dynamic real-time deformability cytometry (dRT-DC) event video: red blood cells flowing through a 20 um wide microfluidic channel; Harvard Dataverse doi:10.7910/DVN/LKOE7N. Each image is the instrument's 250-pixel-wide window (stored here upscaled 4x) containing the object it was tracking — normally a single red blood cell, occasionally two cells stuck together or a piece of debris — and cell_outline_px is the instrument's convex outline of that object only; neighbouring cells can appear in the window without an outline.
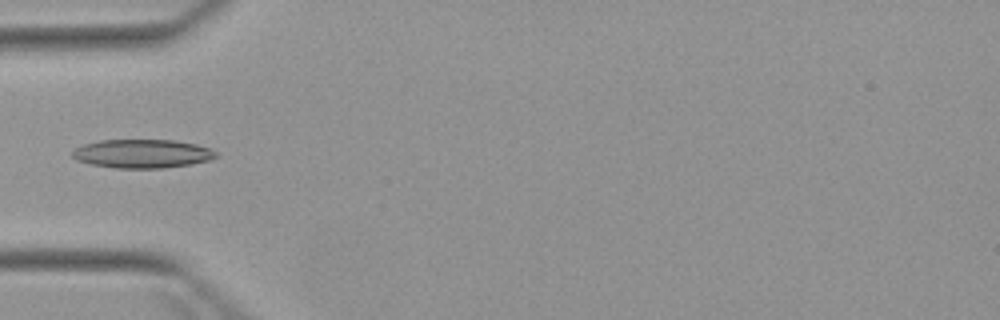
{"species": "Egyptian fruit bat (a non-hibernating species)", "species_latin": "Rousettus aegyptiacus", "temperature_condition": "warm", "stored_images_in_passage": 4, "camera_frame_rate_fps": 3000, "um_per_image_px": 0.085, "animal": {"sex": "female"}, "frame": {"image": 1, "passage_image": 3, "time_ms": 2.333, "image_size_px": [1000, 320], "cell_outline_px": [[220, 156], [212, 160], [192, 164], [164, 168], [116, 168], [92, 164], [76, 160], [72, 156], [72, 152], [76, 148], [84, 144], [100, 140], [176, 140], [196, 144], [212, 148]], "centroid_in_image_um": [12.17, 13.06], "position_along_channel_um": 72.8, "area_um2": 24.22}}
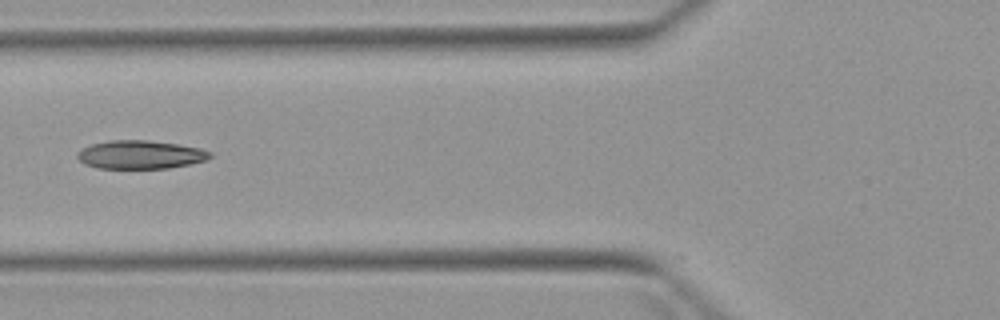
{"frame": {"image": 2, "passage_image": 4, "time_ms": 3.333, "image_size_px": [1000, 320], "cell_outline_px": [[212, 156], [208, 160], [192, 164], [168, 168], [96, 168], [84, 164], [76, 156], [76, 152], [80, 148], [92, 144], [108, 140], [148, 140], [176, 144], [200, 148], [212, 152]], "centroid_in_image_um": [11.92, 13.14], "position_along_channel_um": 113.9, "area_um2": 22.2}}